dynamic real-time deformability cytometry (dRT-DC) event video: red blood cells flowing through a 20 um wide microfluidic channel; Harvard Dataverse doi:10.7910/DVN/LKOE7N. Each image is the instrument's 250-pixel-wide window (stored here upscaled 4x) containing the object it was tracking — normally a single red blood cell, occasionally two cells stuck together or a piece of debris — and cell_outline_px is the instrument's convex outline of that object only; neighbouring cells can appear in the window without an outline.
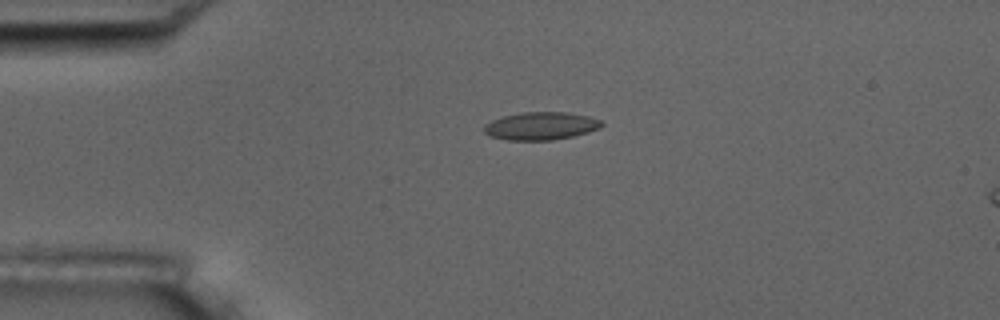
{"species": "common noctule bat (a hibernating species)", "species_latin": "Nyctalus noctula", "temperature_condition": "room temperature", "stored_images_in_passage": 6, "camera_frame_rate_fps": 3000, "um_per_image_px": 0.085, "animal": {"sex": "male", "body_mass_g": 17.5, "forearm_length_mm": 52.3}, "frame": {"image": 1, "passage_image": 4, "time_ms": 3.333, "image_size_px": [1000, 320], "cell_outline_px": [[604, 124], [600, 128], [588, 132], [572, 136], [552, 140], [508, 140], [488, 136], [484, 132], [484, 124], [492, 120], [504, 116], [524, 112], [568, 112], [588, 116], [600, 120]], "centroid_in_image_um": [45.96, 10.71], "position_along_channel_um": 39.0, "area_um2": 19.07}}